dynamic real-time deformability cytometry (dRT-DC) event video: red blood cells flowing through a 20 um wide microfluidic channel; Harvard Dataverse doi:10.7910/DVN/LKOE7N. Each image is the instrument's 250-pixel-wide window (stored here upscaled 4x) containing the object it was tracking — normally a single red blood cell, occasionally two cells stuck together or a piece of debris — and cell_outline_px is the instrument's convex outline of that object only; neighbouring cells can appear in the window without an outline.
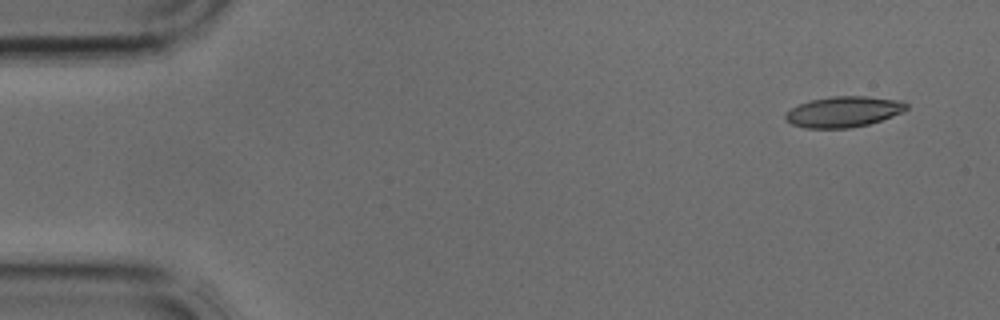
{"species": "common noctule bat (a hibernating species)", "species_latin": "Nyctalus noctula", "temperature_condition": "cold", "stored_images_in_passage": 2, "camera_frame_rate_fps": 3000, "um_per_image_px": 0.085, "animal": {"sex": "male", "body_mass_g": 17.9, "forearm_length_mm": 54.2}, "frame": {"image": 1, "passage_image": 1, "time_ms": 0.0, "image_size_px": [1000, 320], "cell_outline_px": [[908, 108], [904, 112], [868, 124], [848, 128], [804, 128], [792, 124], [784, 116], [784, 112], [800, 104], [812, 100], [832, 96], [864, 96], [904, 100], [908, 104]], "centroid_in_image_um": [71.74, 9.49], "position_along_channel_um": 13.3, "area_um2": 21.68}}